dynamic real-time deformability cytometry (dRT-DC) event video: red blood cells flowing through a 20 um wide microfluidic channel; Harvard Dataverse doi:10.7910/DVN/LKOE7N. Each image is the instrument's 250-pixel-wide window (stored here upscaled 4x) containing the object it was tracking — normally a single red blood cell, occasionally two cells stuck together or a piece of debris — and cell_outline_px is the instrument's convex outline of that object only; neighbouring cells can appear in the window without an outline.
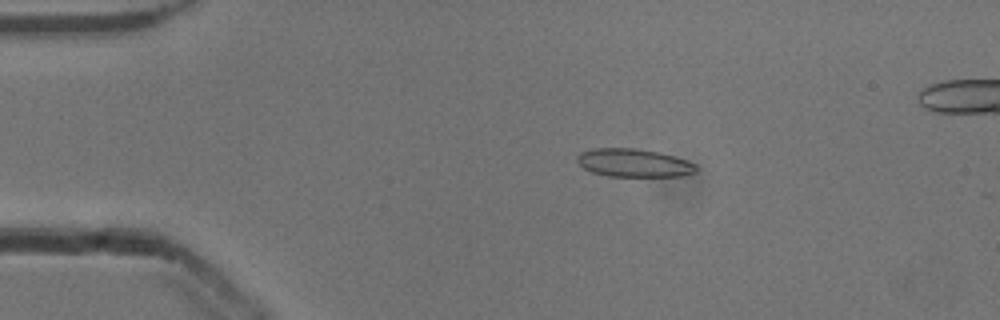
{"species": "common noctule bat (a hibernating species)", "species_latin": "Nyctalus noctula", "temperature_condition": "cold", "stored_images_in_passage": 46, "camera_frame_rate_fps": 3000, "um_per_image_px": 0.085, "animal": {"sex": "male", "body_mass_g": 13.3}, "frame": {"image": 1, "passage_image": 5, "time_ms": 1.333, "image_size_px": [1000, 320], "cell_outline_px": [[696, 172], [680, 176], [608, 176], [592, 172], [584, 168], [576, 160], [576, 156], [580, 152], [592, 148], [636, 148], [660, 152], [676, 156], [696, 164]], "centroid_in_image_um": [53.86, 13.83], "position_along_channel_um": 31.1, "area_um2": 19.65}}
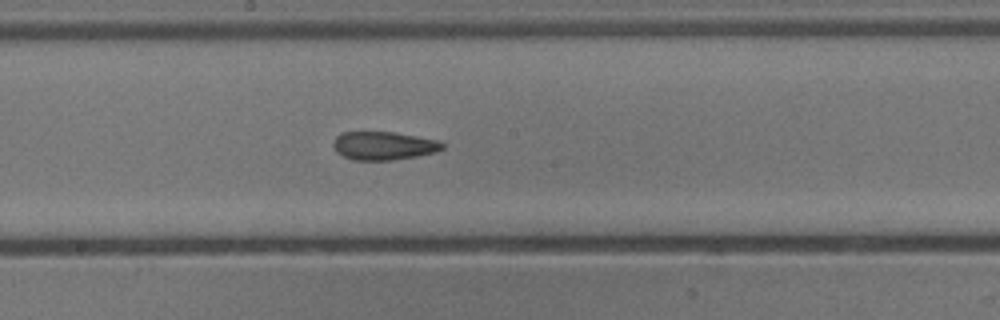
{"frame": {"image": 2, "passage_image": 23, "time_ms": 7.333, "image_size_px": [1000, 320], "cell_outline_px": [[444, 148], [436, 152], [416, 156], [392, 160], [352, 160], [336, 152], [332, 144], [336, 136], [344, 132], [392, 132], [440, 140], [444, 144]], "centroid_in_image_um": [32.61, 12.39], "position_along_channel_um": 215.6, "area_um2": 18.03}}
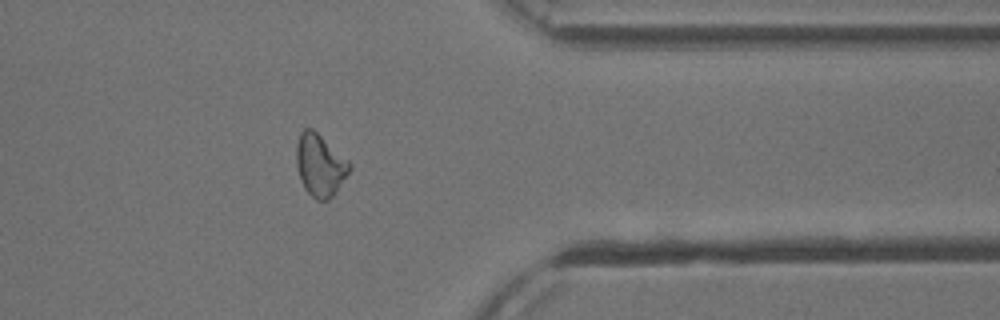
{"frame": {"image": 3, "passage_image": 37, "time_ms": 12.0, "image_size_px": [1000, 320], "cell_outline_px": [[352, 168], [336, 192], [328, 200], [316, 200], [304, 188], [300, 180], [296, 164], [296, 148], [300, 132], [304, 128], [312, 128], [348, 160], [352, 164]], "centroid_in_image_um": [27.2, 14.05], "position_along_channel_um": 384.2, "area_um2": 19.25}}